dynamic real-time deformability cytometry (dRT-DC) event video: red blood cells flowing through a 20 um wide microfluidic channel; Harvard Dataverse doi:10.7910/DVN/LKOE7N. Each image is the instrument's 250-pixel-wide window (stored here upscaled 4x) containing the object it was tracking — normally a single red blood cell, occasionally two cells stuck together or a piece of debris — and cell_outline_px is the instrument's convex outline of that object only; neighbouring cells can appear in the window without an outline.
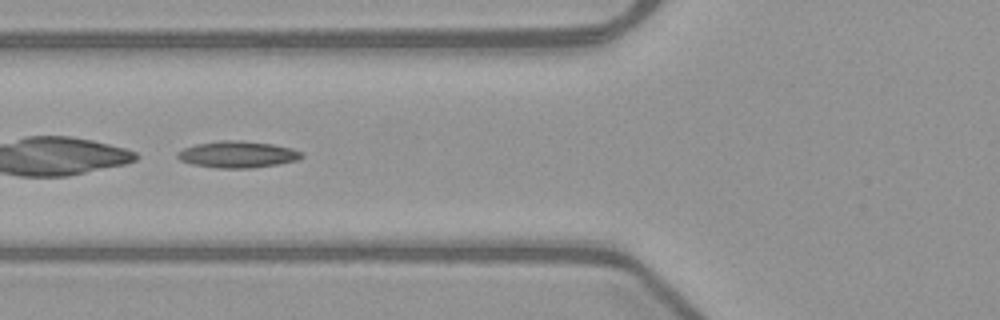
{"species": "common noctule bat (a hibernating species)", "species_latin": "Nyctalus noctula", "temperature_condition": "warm", "stored_images_in_passage": 42, "camera_frame_rate_fps": 3000, "um_per_image_px": 0.085, "animal": {"sex": "female", "body_mass_g": 21.9}, "frame": {"image": 1, "passage_image": 12, "time_ms": 3.667, "image_size_px": [1000, 320], "cell_outline_px": [[304, 156], [300, 160], [252, 168], [216, 168], [192, 164], [180, 160], [176, 156], [176, 152], [184, 148], [196, 144], [220, 140], [240, 140], [272, 144], [292, 148], [304, 152]], "centroid_in_image_um": [20.21, 13.12], "position_along_channel_um": 105.6, "area_um2": 19.42}}
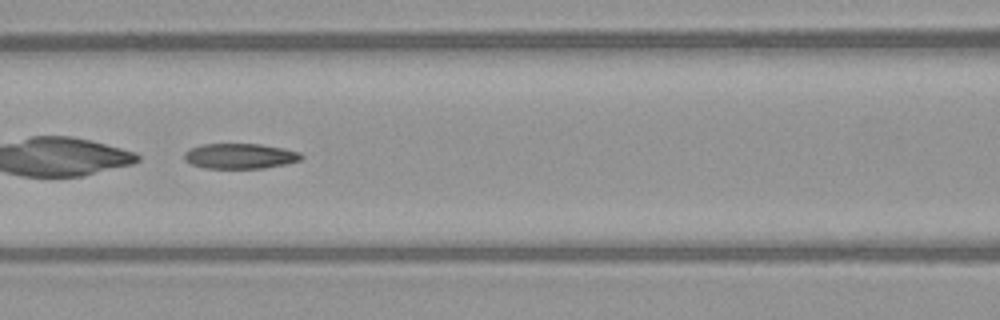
{"frame": {"image": 2, "passage_image": 15, "time_ms": 4.667, "image_size_px": [1000, 320], "cell_outline_px": [[304, 156], [300, 160], [284, 164], [264, 168], [204, 168], [192, 164], [184, 160], [184, 152], [188, 148], [200, 144], [260, 144], [284, 148], [300, 152]], "centroid_in_image_um": [20.37, 13.26], "position_along_channel_um": 146.2, "area_um2": 17.34}, "authors_computed_cell_mechanics": {"area_um2": 18.6405, "velocity_mm_per_s": 3.9862, "shape_relaxation_time_tau1_ms": 3.1633, "shape_relaxation_time_tau2_ms": 8.1882, "deformation_change_tau1": 0.2644, "deformation_change_tau2": 0.1443}}